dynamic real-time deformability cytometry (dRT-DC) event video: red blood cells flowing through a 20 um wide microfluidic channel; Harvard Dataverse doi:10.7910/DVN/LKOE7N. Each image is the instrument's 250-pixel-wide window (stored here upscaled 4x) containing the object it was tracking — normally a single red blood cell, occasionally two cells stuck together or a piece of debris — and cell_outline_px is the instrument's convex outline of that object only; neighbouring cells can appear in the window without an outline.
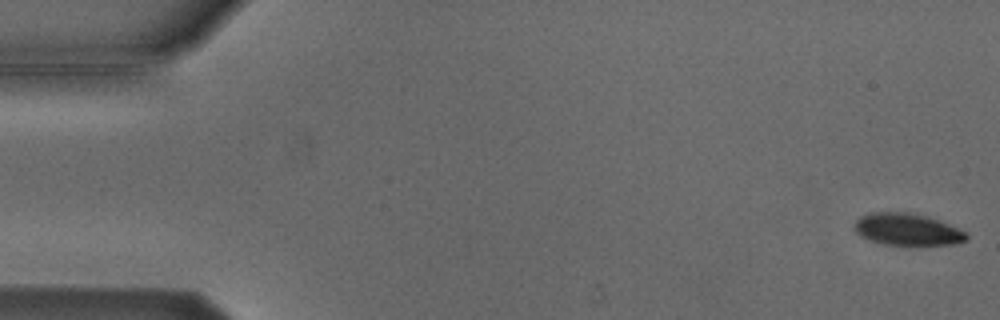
{"species": "Egyptian fruit bat (a non-hibernating species)", "species_latin": "Rousettus aegyptiacus", "temperature_condition": "cold", "stored_images_in_passage": 6, "camera_frame_rate_fps": 3000, "um_per_image_px": 0.085, "animal": {"sex": "male"}, "frame": {"image": 1, "passage_image": 1, "time_ms": 0.0, "image_size_px": [1000, 320], "cell_outline_px": [[968, 240], [956, 244], [908, 248], [884, 244], [860, 236], [856, 232], [856, 220], [860, 216], [872, 212], [908, 212], [940, 220], [964, 232], [968, 236]], "centroid_in_image_um": [77.15, 19.56], "position_along_channel_um": 7.8, "area_um2": 21.44}}